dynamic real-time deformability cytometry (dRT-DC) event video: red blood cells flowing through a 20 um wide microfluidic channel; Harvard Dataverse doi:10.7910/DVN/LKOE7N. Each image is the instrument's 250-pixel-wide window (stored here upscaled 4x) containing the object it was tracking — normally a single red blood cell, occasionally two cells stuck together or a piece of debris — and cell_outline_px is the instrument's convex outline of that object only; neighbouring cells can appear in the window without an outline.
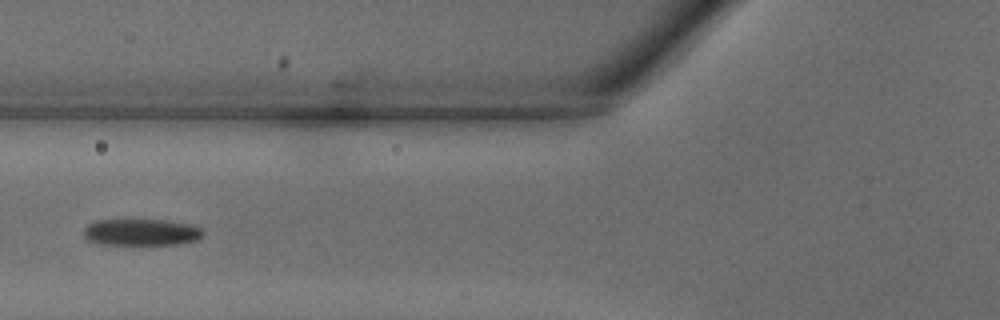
{"species": "common noctule bat (a hibernating species)", "species_latin": "Nyctalus noctula", "temperature_condition": "warm", "stored_images_in_passage": 22, "camera_frame_rate_fps": 3000, "um_per_image_px": 0.085, "animal": {"sex": "male", "body_mass_g": 18.8}, "frame": {"image": 1, "passage_image": 8, "time_ms": 2.333, "image_size_px": [1000, 320], "cell_outline_px": [[204, 232], [196, 240], [176, 244], [144, 248], [96, 244], [88, 240], [84, 236], [84, 228], [88, 224], [96, 220], [168, 220], [192, 224], [200, 228]], "centroid_in_image_um": [11.97, 19.8], "position_along_channel_um": 113.8, "area_um2": 19.65}}